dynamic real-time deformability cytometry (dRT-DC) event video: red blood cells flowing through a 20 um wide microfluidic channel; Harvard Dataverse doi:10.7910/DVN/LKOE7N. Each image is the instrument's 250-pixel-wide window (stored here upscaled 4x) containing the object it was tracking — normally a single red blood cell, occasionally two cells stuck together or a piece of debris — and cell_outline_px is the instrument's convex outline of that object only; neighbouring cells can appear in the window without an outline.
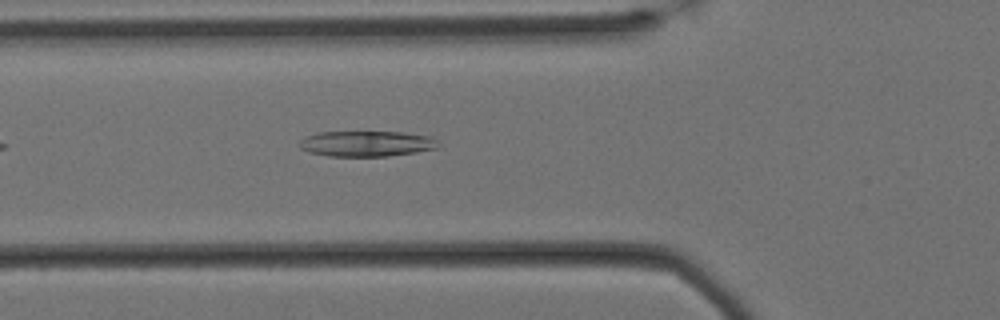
{"species": "Egyptian fruit bat (a non-hibernating species)", "species_latin": "Rousettus aegyptiacus", "temperature_condition": "cold", "stored_images_in_passage": 39, "camera_frame_rate_fps": 3000, "um_per_image_px": 0.085, "animal": {"sex": "female"}, "frame": {"image": 1, "passage_image": 4, "time_ms": 1.0, "image_size_px": [1000, 320], "cell_outline_px": [[440, 144], [436, 148], [416, 152], [388, 156], [328, 156], [308, 152], [300, 148], [300, 140], [316, 132], [400, 132], [428, 136], [436, 140]], "centroid_in_image_um": [31.14, 12.21], "position_along_channel_um": 94.7, "area_um2": 20.58}}
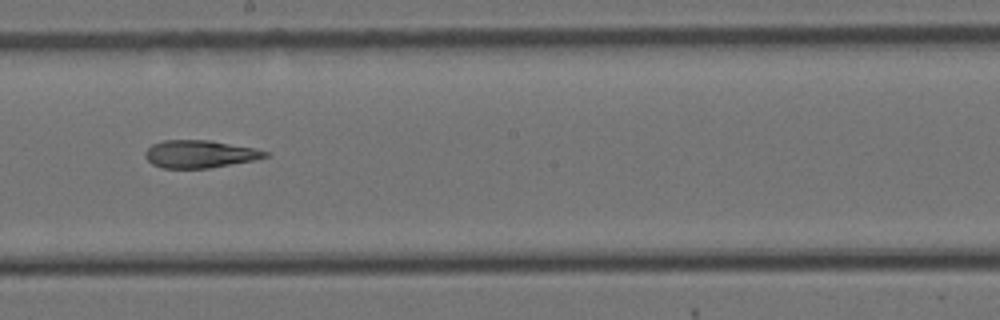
{"frame": {"image": 2, "passage_image": 16, "time_ms": 5.0, "image_size_px": [1000, 320], "cell_outline_px": [[268, 156], [252, 160], [208, 168], [160, 168], [152, 164], [144, 156], [144, 152], [152, 144], [164, 140], [212, 140], [256, 148], [268, 152]], "centroid_in_image_um": [16.95, 13.08], "position_along_channel_um": 231.3, "area_um2": 19.31}}
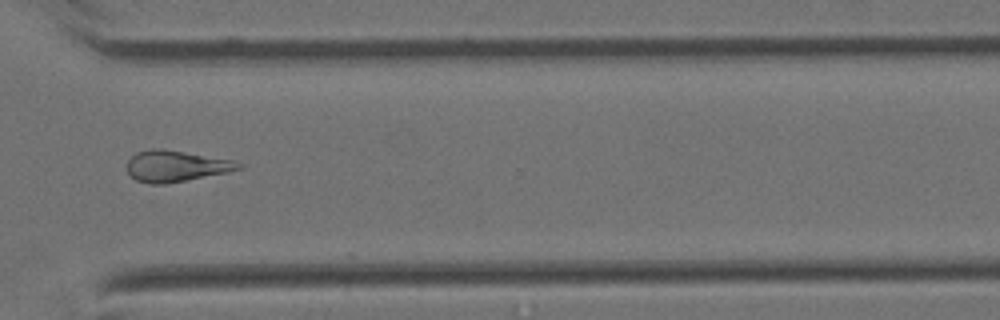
{"frame": {"image": 3, "passage_image": 27, "time_ms": 8.667, "image_size_px": [1000, 320], "cell_outline_px": [[244, 168], [228, 172], [164, 184], [152, 184], [136, 180], [128, 172], [128, 160], [136, 152], [152, 148], [160, 148], [232, 160], [244, 164]], "centroid_in_image_um": [14.96, 14.11], "position_along_channel_um": 355.6, "area_um2": 20.06}, "authors_computed_cell_mechanics": {"area_um2": 19.9988, "velocity_mm_per_s": 3.4008, "shape_relaxation_time_tau1_ms": null, "shape_relaxation_time_tau2_ms": 5.7937, "deformation_change_tau1": null, "deformation_change_tau2": 0.175}}